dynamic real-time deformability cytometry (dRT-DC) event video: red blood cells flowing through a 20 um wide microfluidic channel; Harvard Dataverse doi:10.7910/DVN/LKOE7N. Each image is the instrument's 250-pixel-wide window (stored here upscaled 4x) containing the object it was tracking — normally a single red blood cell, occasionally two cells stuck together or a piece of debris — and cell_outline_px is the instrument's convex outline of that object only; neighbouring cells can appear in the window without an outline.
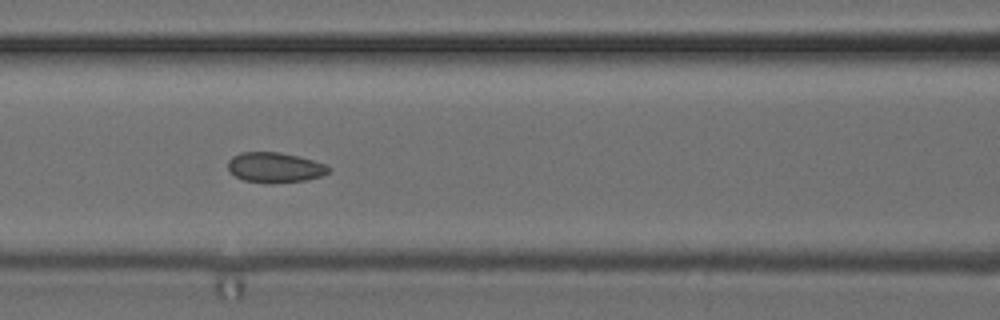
{"species": "common noctule bat (a hibernating species)", "species_latin": "Nyctalus noctula", "temperature_condition": "cold", "stored_images_in_passage": 17, "camera_frame_rate_fps": 3000, "um_per_image_px": 0.085, "animal": {"sex": "female", "body_mass_g": 24.6, "forearm_length_mm": 56.2}, "frame": {"image": 1, "passage_image": 10, "time_ms": 3.0, "image_size_px": [1000, 320], "cell_outline_px": [[332, 168], [328, 172], [320, 176], [308, 180], [268, 184], [244, 180], [236, 176], [228, 168], [228, 160], [232, 156], [240, 152], [280, 152], [300, 156], [324, 164]], "centroid_in_image_um": [23.37, 14.23], "position_along_channel_um": 143.2, "area_um2": 17.8}}